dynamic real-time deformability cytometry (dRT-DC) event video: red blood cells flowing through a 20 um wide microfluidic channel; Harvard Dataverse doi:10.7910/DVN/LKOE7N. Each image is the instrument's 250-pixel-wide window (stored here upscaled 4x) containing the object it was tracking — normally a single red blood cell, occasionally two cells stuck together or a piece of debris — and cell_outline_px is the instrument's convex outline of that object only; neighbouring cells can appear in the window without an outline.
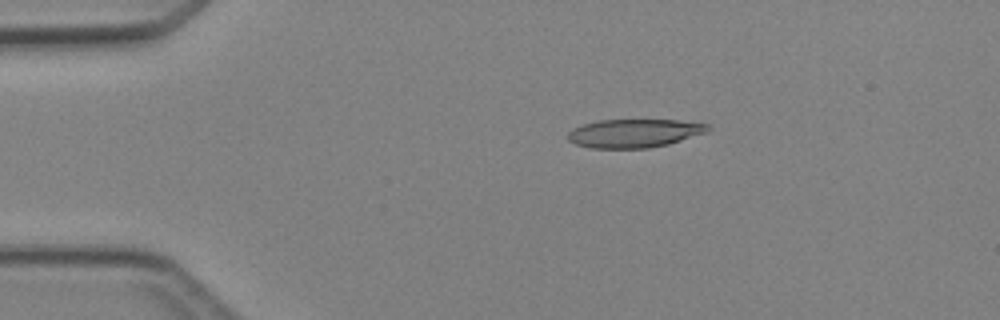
{"species": "Egyptian fruit bat (a non-hibernating species)", "species_latin": "Rousettus aegyptiacus", "temperature_condition": "cold", "stored_images_in_passage": 4, "camera_frame_rate_fps": 3000, "um_per_image_px": 0.085, "animal": {"sex": "female"}, "frame": {"image": 1, "passage_image": 3, "time_ms": 2.333, "image_size_px": [1000, 320], "cell_outline_px": [[712, 128], [708, 132], [668, 144], [648, 148], [592, 148], [576, 144], [568, 140], [568, 132], [572, 128], [584, 124], [600, 120], [676, 120], [708, 124]], "centroid_in_image_um": [53.92, 11.32], "position_along_channel_um": 31.1, "area_um2": 23.18}}